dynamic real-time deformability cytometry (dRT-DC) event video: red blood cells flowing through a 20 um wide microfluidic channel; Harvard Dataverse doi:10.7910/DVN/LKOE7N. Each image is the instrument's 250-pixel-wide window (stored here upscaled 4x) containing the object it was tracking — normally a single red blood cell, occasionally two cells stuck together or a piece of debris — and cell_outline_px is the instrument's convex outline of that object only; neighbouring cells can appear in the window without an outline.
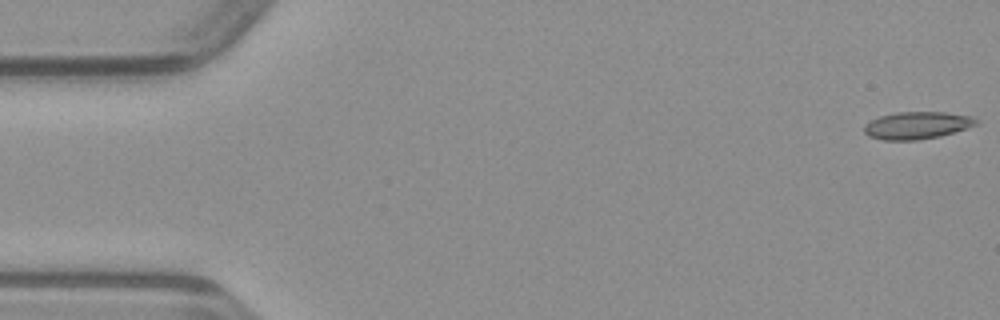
{"species": "common noctule bat (a hibernating species)", "species_latin": "Nyctalus noctula", "temperature_condition": "warm", "stored_images_in_passage": 49, "camera_frame_rate_fps": 3000, "um_per_image_px": 0.085, "animal": {"sex": "male", "body_mass_g": 23.1, "forearm_length_mm": 52.7}, "frame": {"image": 1, "passage_image": 1, "time_ms": 0.0, "image_size_px": [1000, 320], "cell_outline_px": [[980, 124], [968, 128], [940, 136], [916, 140], [880, 140], [868, 136], [864, 132], [864, 124], [880, 116], [896, 112], [944, 112], [972, 116], [980, 120]], "centroid_in_image_um": [77.98, 10.65], "position_along_channel_um": 7.0, "area_um2": 18.03}}
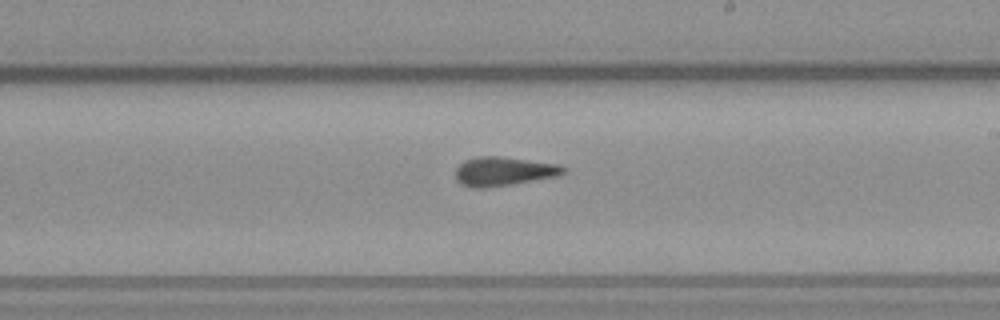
{"frame": {"image": 2, "passage_image": 28, "time_ms": 9.0, "image_size_px": [1000, 320], "cell_outline_px": [[568, 168], [560, 176], [512, 184], [484, 188], [472, 188], [460, 184], [456, 180], [456, 168], [464, 160], [476, 156], [500, 156], [560, 164]], "centroid_in_image_um": [42.82, 14.56], "position_along_channel_um": 246.2, "area_um2": 18.5}}
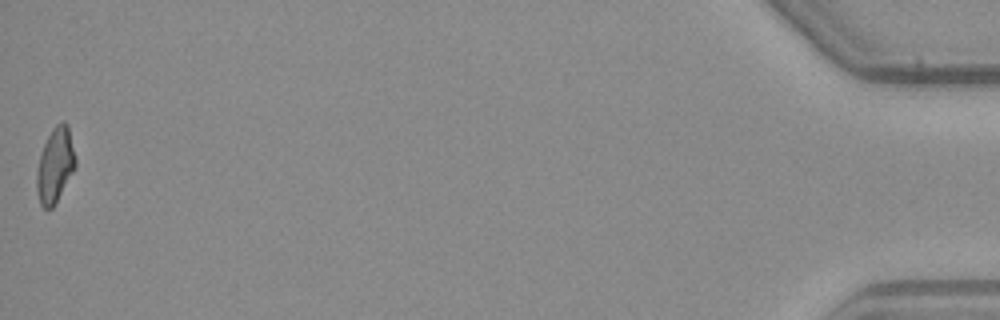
{"frame": {"image": 3, "passage_image": 49, "time_ms": 16.0, "image_size_px": [1000, 320], "cell_outline_px": [[76, 168], [56, 204], [52, 208], [44, 208], [40, 204], [36, 188], [36, 172], [40, 156], [44, 144], [52, 128], [56, 124], [64, 120], [68, 124], [76, 160]], "centroid_in_image_um": [4.7, 14.06], "position_along_channel_um": 430.5, "area_um2": 17.11}}